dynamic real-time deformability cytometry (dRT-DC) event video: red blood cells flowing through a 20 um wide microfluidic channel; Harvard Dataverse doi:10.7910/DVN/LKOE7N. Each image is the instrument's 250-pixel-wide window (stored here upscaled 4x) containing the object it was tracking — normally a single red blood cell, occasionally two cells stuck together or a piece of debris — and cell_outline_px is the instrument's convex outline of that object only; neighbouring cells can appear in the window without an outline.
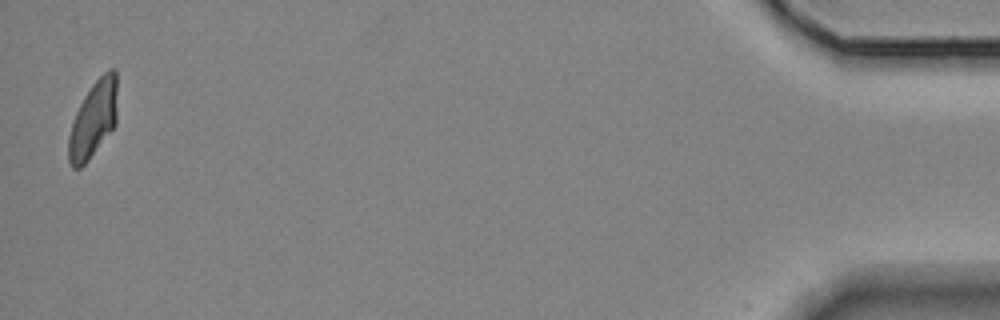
{"species": "Egyptian fruit bat (a non-hibernating species)", "species_latin": "Rousettus aegyptiacus", "temperature_condition": "room temperature", "stored_images_in_passage": 15, "camera_frame_rate_fps": 3000, "um_per_image_px": 0.085, "animal": {"sex": "female"}, "frame": {"image": 1, "passage_image": 15, "time_ms": 16.333, "image_size_px": [1000, 320], "cell_outline_px": [[116, 124], [88, 160], [80, 168], [72, 168], [68, 160], [68, 136], [76, 112], [84, 96], [92, 84], [108, 68], [116, 68]], "centroid_in_image_um": [7.92, 10.13], "position_along_channel_um": 427.3, "area_um2": 21.56}, "authors_computed_cell_mechanics": {"area_um2": 22.831, "velocity_mm_per_s": 3.5326, "shape_relaxation_time_tau1_ms": 9.2883, "shape_relaxation_time_tau2_ms": 2.0472, "deformation_change_tau1": 0.1608, "deformation_change_tau2": 0.0805}}